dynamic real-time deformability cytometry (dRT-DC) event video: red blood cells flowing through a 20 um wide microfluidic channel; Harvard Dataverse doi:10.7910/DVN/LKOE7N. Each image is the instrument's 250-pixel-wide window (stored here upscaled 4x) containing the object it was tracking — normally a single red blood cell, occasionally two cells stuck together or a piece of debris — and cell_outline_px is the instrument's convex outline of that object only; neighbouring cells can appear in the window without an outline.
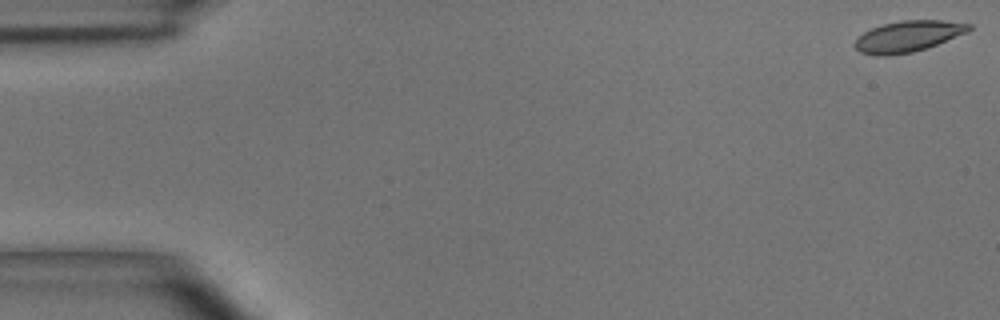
{"species": "common noctule bat (a hibernating species)", "species_latin": "Nyctalus noctula", "temperature_condition": "room temperature", "stored_images_in_passage": 49, "camera_frame_rate_fps": 3000, "um_per_image_px": 0.085, "animal": {"sex": "male", "body_mass_g": 15.6}, "frame": {"image": 1, "passage_image": 1, "time_ms": 0.0, "image_size_px": [1000, 320], "cell_outline_px": [[972, 28], [968, 32], [936, 44], [912, 52], [884, 56], [876, 56], [860, 52], [852, 44], [864, 32], [872, 28], [884, 24], [900, 20], [940, 20], [972, 24]], "centroid_in_image_um": [77.17, 3.08], "position_along_channel_um": 7.8, "area_um2": 20.46}}
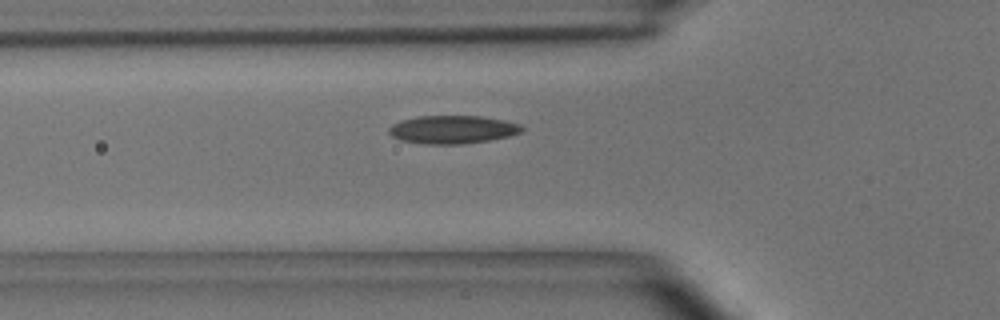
{"frame": {"image": 2, "passage_image": 17, "time_ms": 5.333, "image_size_px": [1000, 320], "cell_outline_px": [[524, 132], [508, 136], [488, 140], [464, 144], [428, 144], [400, 140], [392, 136], [388, 132], [388, 128], [392, 124], [400, 120], [416, 116], [480, 116], [504, 120], [520, 124], [524, 128]], "centroid_in_image_um": [38.46, 11.0], "position_along_channel_um": 87.3, "area_um2": 21.91}}
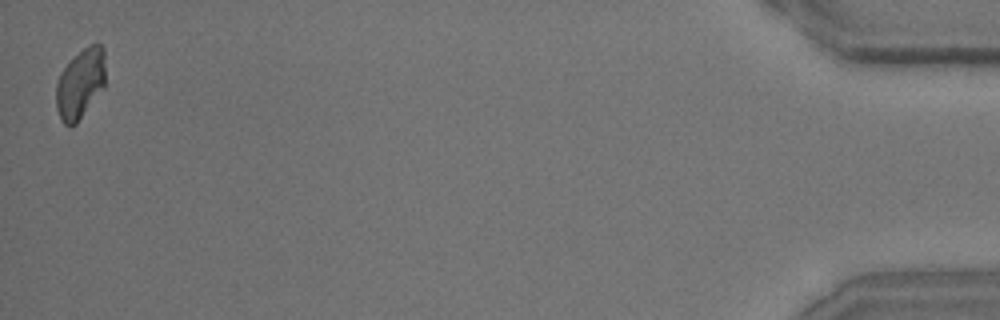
{"frame": {"image": 3, "passage_image": 49, "time_ms": 16.0, "image_size_px": [1000, 320], "cell_outline_px": [[104, 88], [76, 124], [64, 124], [60, 120], [56, 108], [56, 84], [60, 72], [88, 44], [100, 44], [104, 48]], "centroid_in_image_um": [6.82, 7.13], "position_along_channel_um": 428.4, "area_um2": 19.88}, "authors_computed_cell_mechanics": {"area_um2": 20.9814, "velocity_mm_per_s": 4.0331, "shape_relaxation_time_tau1_ms": 2.9546, "shape_relaxation_time_tau2_ms": 3.3988, "deformation_change_tau1": 0.1024, "deformation_change_tau2": 0.0927}}